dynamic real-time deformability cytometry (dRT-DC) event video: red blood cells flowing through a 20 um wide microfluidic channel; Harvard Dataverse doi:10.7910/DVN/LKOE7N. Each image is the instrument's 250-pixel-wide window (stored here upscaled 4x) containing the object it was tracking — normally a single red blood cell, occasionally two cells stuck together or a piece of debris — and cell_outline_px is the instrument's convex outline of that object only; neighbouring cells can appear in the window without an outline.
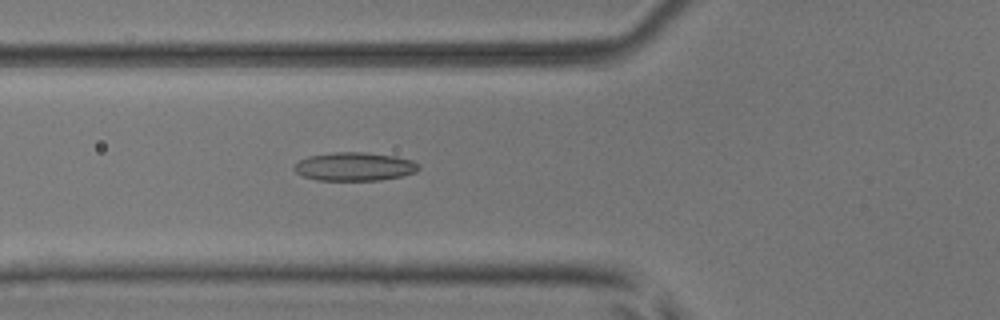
{"species": "common noctule bat (a hibernating species)", "species_latin": "Nyctalus noctula", "temperature_condition": "room temperature", "stored_images_in_passage": 55, "camera_frame_rate_fps": 3000, "um_per_image_px": 0.085, "animal": {"sex": "male", "body_mass_g": 17.9, "forearm_length_mm": 54.2}, "frame": {"image": 1, "passage_image": 21, "time_ms": 6.667, "image_size_px": [1000, 320], "cell_outline_px": [[420, 168], [416, 172], [400, 176], [380, 180], [316, 180], [304, 176], [296, 172], [292, 168], [300, 160], [308, 156], [332, 152], [364, 152], [396, 156], [412, 160], [420, 164]], "centroid_in_image_um": [30.15, 14.15], "position_along_channel_um": 95.7, "area_um2": 20.69}}
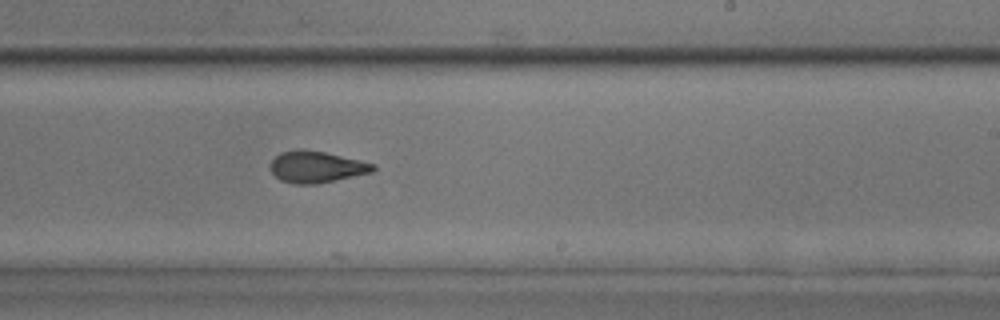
{"frame": {"image": 2, "passage_image": 34, "time_ms": 11.0, "image_size_px": [1000, 320], "cell_outline_px": [[376, 168], [372, 172], [316, 184], [292, 184], [280, 180], [268, 168], [272, 160], [280, 152], [296, 148], [300, 148], [324, 152], [360, 160], [376, 164]], "centroid_in_image_um": [26.86, 14.18], "position_along_channel_um": 262.1, "area_um2": 19.02}}
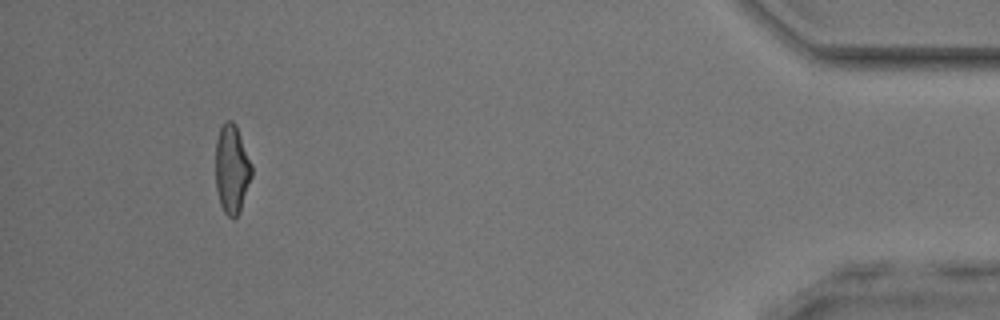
{"frame": {"image": 3, "passage_image": 51, "time_ms": 16.667, "image_size_px": [1000, 320], "cell_outline_px": [[252, 176], [240, 212], [232, 220], [224, 212], [220, 204], [216, 188], [216, 140], [220, 128], [228, 120], [232, 120], [236, 124], [252, 164]], "centroid_in_image_um": [19.72, 14.39], "position_along_channel_um": 415.5, "area_um2": 18.79}, "authors_computed_cell_mechanics": {"area_um2": 19.363, "velocity_mm_per_s": 3.8463, "shape_relaxation_time_tau1_ms": 8.2661, "shape_relaxation_time_tau2_ms": 2.0365, "deformation_change_tau1": 0.2061, "deformation_change_tau2": 0.0915}}